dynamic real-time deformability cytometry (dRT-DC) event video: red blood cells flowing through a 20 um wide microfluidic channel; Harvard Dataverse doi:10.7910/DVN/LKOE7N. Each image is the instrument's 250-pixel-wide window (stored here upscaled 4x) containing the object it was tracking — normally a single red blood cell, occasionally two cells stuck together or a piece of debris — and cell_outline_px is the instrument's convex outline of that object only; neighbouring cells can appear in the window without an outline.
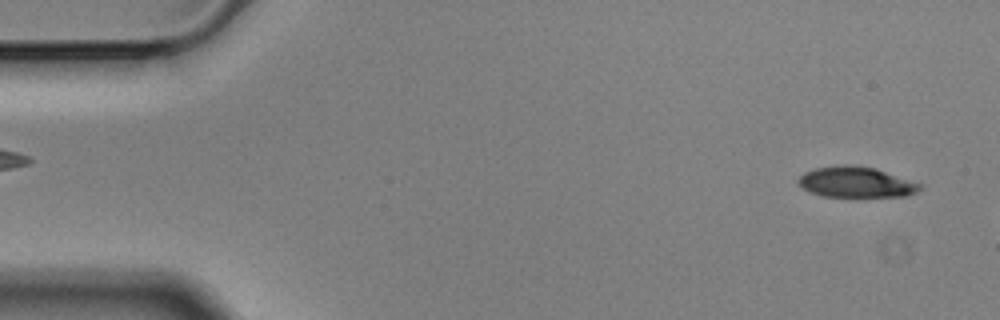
{"species": "Egyptian fruit bat (a non-hibernating species)", "species_latin": "Rousettus aegyptiacus", "temperature_condition": "cold", "stored_images_in_passage": 14, "camera_frame_rate_fps": 3000, "um_per_image_px": 0.085, "animal": {"sex": "male"}, "frame": {"image": 1, "passage_image": 2, "time_ms": 0.333, "image_size_px": [1000, 320], "cell_outline_px": [[924, 188], [916, 192], [904, 196], [824, 196], [812, 192], [804, 188], [796, 180], [804, 172], [816, 168], [836, 164], [852, 164], [876, 168], [924, 184]], "centroid_in_image_um": [72.81, 15.46], "position_along_channel_um": 12.2, "area_um2": 21.85}}